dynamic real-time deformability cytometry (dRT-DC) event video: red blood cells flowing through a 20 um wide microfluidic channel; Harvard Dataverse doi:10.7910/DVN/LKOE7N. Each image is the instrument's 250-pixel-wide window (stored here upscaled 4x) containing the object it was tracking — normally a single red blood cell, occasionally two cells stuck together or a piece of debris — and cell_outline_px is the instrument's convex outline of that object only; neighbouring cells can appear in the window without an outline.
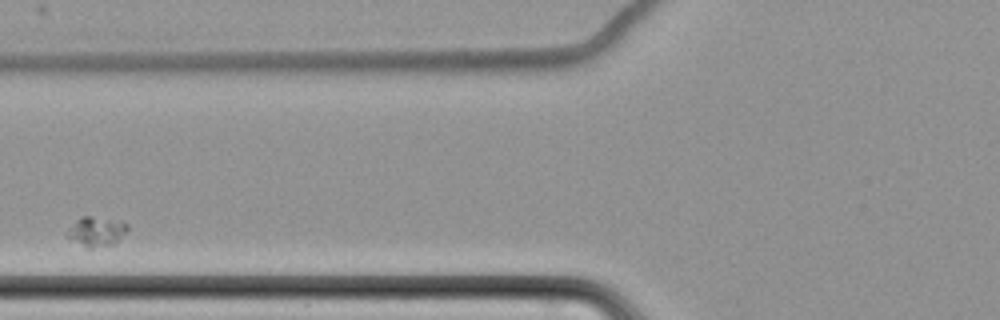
{"species": "common noctule bat (a hibernating species)", "species_latin": "Nyctalus noctula", "temperature_condition": "cold", "stored_images_in_passage": 4, "camera_frame_rate_fps": 3000, "um_per_image_px": 0.085, "animal": {"sex": "female", "body_mass_g": 22.7, "forearm_length_mm": 54.2}, "frame": {"image": 1, "passage_image": 2, "time_ms": 1.333, "image_size_px": [1000, 320], "cell_outline_px": [[128, 228], [116, 244], [92, 248], [88, 248], [68, 240], [64, 236], [64, 232], [80, 216], [92, 216], [124, 220], [128, 224]], "centroid_in_image_um": [8.16, 19.67], "position_along_channel_um": 117.6, "area_um2": 10.98}}